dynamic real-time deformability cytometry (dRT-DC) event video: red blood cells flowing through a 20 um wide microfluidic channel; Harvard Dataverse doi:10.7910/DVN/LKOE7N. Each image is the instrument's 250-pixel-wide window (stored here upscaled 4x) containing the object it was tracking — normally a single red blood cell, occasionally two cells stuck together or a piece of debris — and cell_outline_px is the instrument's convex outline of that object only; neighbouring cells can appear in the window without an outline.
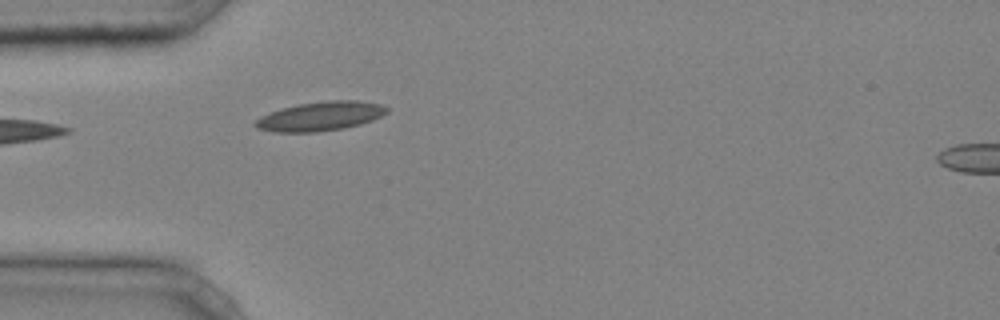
{"species": "common noctule bat (a hibernating species)", "species_latin": "Nyctalus noctula", "temperature_condition": "cold", "stored_images_in_passage": 14, "camera_frame_rate_fps": 3000, "um_per_image_px": 0.085, "animal": {"sex": "male", "body_mass_g": 20.4}, "frame": {"image": 1, "passage_image": 1, "time_ms": 0.0, "image_size_px": [1000, 320], "cell_outline_px": [[388, 112], [372, 120], [360, 124], [344, 128], [316, 132], [272, 132], [256, 128], [252, 124], [260, 116], [280, 108], [300, 104], [328, 100], [356, 100], [380, 104], [388, 108]], "centroid_in_image_um": [27.19, 9.88], "position_along_channel_um": 57.8, "area_um2": 22.37}}
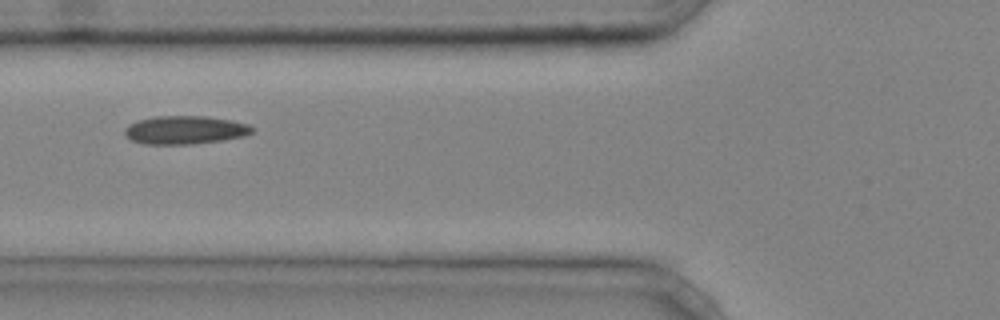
{"frame": {"image": 2, "passage_image": 5, "time_ms": 1.333, "image_size_px": [1000, 320], "cell_outline_px": [[256, 128], [252, 132], [244, 136], [224, 140], [192, 144], [144, 144], [132, 140], [124, 136], [124, 128], [128, 124], [136, 120], [156, 116], [204, 116], [232, 120], [248, 124]], "centroid_in_image_um": [15.71, 11.04], "position_along_channel_um": 110.1, "area_um2": 21.27}}